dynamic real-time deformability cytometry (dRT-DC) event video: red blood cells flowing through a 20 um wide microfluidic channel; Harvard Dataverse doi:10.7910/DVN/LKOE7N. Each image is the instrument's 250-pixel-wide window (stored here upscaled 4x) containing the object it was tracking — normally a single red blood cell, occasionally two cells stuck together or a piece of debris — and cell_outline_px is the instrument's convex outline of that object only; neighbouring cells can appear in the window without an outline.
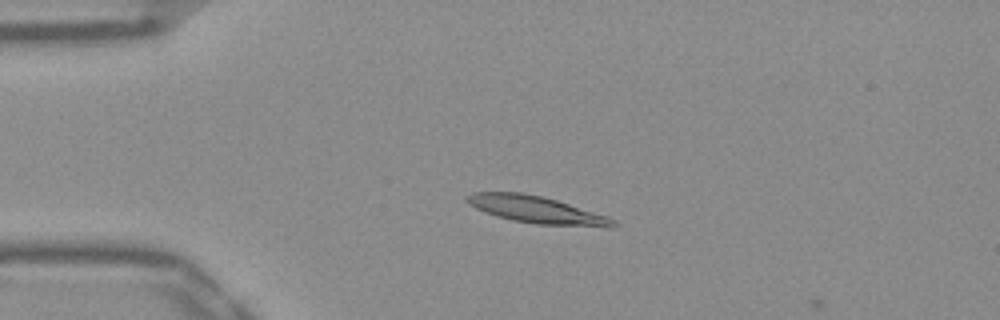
{"species": "Egyptian fruit bat (a non-hibernating species)", "species_latin": "Rousettus aegyptiacus", "temperature_condition": "warm", "stored_images_in_passage": 13, "camera_frame_rate_fps": 3000, "um_per_image_px": 0.085, "frame": {"image": 1, "passage_image": 12, "time_ms": 3.667, "image_size_px": [1000, 320], "cell_outline_px": [[616, 224], [612, 228], [608, 228], [536, 224], [512, 220], [496, 216], [484, 212], [468, 204], [464, 200], [464, 196], [472, 192], [520, 192], [544, 196], [608, 216], [616, 220]], "centroid_in_image_um": [45.61, 17.83], "position_along_channel_um": 39.4, "area_um2": 23.52}}